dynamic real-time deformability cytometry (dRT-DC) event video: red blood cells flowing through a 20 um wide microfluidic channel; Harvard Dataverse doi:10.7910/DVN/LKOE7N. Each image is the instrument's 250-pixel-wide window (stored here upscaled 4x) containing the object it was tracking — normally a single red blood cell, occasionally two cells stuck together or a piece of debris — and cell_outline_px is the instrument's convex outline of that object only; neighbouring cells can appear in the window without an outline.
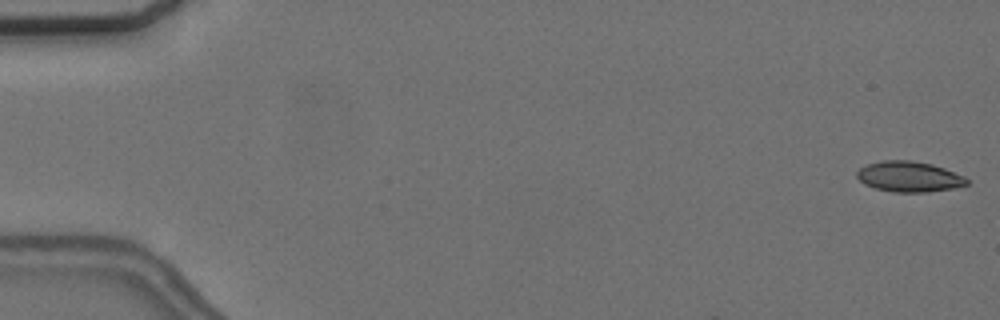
{"species": "common noctule bat (a hibernating species)", "species_latin": "Nyctalus noctula", "temperature_condition": "cold", "stored_images_in_passage": 9, "camera_frame_rate_fps": 3000, "um_per_image_px": 0.085, "animal": {"sex": "female", "body_mass_g": 24.6, "forearm_length_mm": 56.2}, "frame": {"image": 1, "passage_image": 1, "time_ms": 0.0, "image_size_px": [1000, 320], "cell_outline_px": [[968, 184], [952, 188], [928, 192], [892, 192], [876, 188], [864, 184], [856, 176], [856, 172], [860, 168], [868, 164], [880, 160], [908, 160], [932, 164], [944, 168], [964, 176], [968, 180]], "centroid_in_image_um": [77.25, 15.01], "position_along_channel_um": 7.7, "area_um2": 19.48}}